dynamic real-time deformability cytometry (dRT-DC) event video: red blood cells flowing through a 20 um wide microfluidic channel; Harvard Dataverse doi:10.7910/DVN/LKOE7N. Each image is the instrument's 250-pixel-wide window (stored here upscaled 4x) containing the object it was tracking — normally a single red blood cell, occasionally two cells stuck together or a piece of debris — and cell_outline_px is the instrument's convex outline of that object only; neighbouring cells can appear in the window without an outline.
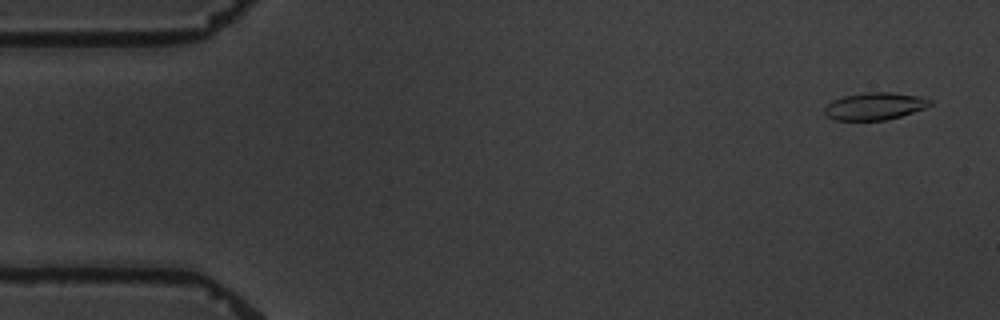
{"species": "common noctule bat (a hibernating species)", "species_latin": "Nyctalus noctula", "temperature_condition": "warm", "stored_images_in_passage": 5, "camera_frame_rate_fps": 3000, "um_per_image_px": 0.085, "animal": {"sex": "male", "body_mass_g": 19.5, "forearm_length_mm": 54.6}, "frame": {"image": 1, "passage_image": 1, "time_ms": 0.0, "image_size_px": [1000, 320], "cell_outline_px": [[932, 104], [924, 108], [900, 116], [884, 120], [836, 120], [828, 116], [824, 112], [824, 108], [832, 100], [844, 96], [864, 92], [892, 92], [920, 96], [932, 100]], "centroid_in_image_um": [74.35, 9.01], "position_along_channel_um": 10.6, "area_um2": 16.7}}
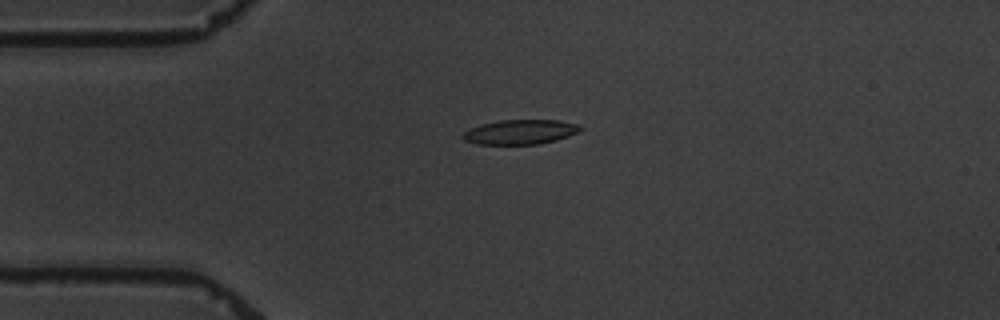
{"frame": {"image": 2, "passage_image": 4, "time_ms": 3.667, "image_size_px": [1000, 320], "cell_outline_px": [[584, 128], [580, 132], [556, 140], [540, 144], [476, 144], [464, 140], [460, 136], [464, 132], [480, 124], [500, 120], [560, 120], [580, 124]], "centroid_in_image_um": [44.27, 11.21], "position_along_channel_um": 40.7, "area_um2": 17.05}}